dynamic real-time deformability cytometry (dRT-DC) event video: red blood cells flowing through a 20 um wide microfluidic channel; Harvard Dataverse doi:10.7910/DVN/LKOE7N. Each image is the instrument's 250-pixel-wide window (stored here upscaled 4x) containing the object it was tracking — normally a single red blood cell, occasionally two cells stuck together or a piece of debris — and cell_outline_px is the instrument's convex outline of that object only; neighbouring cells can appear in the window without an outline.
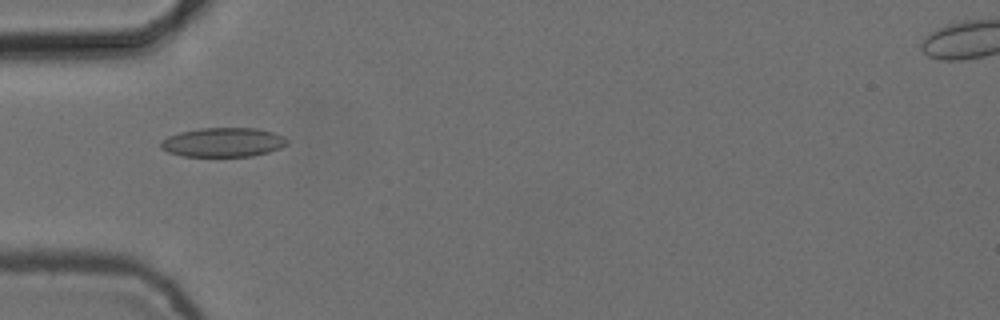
{"species": "common noctule bat (a hibernating species)", "species_latin": "Nyctalus noctula", "temperature_condition": "cold", "stored_images_in_passage": 6, "camera_frame_rate_fps": 3000, "um_per_image_px": 0.085, "animal": {"sex": "female", "body_mass_g": 24.6, "forearm_length_mm": 56.2}, "frame": {"image": 1, "passage_image": 5, "time_ms": 1.333, "image_size_px": [1000, 320], "cell_outline_px": [[288, 144], [280, 148], [268, 152], [252, 156], [184, 156], [168, 152], [160, 148], [160, 140], [168, 136], [180, 132], [200, 128], [256, 128], [276, 132], [284, 136], [288, 140]], "centroid_in_image_um": [18.98, 12.09], "position_along_channel_um": 66.0, "area_um2": 21.68}}
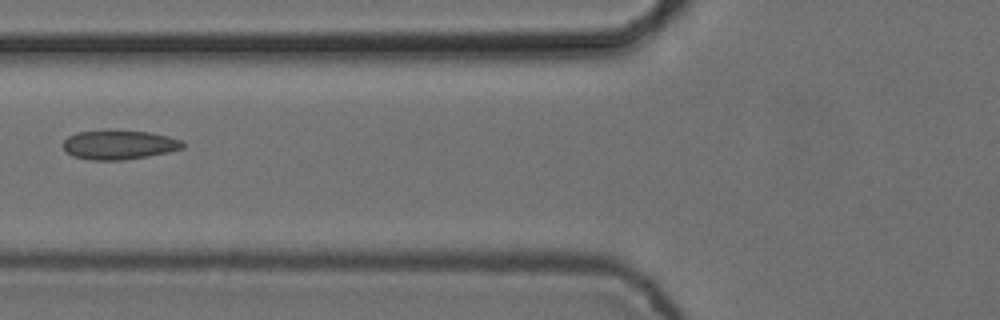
{"frame": {"image": 2, "passage_image": 6, "time_ms": 1.667, "image_size_px": [1000, 320], "cell_outline_px": [[184, 148], [168, 152], [148, 156], [124, 160], [92, 160], [72, 156], [64, 148], [64, 140], [68, 136], [76, 132], [104, 128], [108, 128], [148, 132], [168, 136], [180, 140], [184, 144]], "centroid_in_image_um": [10.09, 12.27], "position_along_channel_um": 115.7, "area_um2": 20.87}}